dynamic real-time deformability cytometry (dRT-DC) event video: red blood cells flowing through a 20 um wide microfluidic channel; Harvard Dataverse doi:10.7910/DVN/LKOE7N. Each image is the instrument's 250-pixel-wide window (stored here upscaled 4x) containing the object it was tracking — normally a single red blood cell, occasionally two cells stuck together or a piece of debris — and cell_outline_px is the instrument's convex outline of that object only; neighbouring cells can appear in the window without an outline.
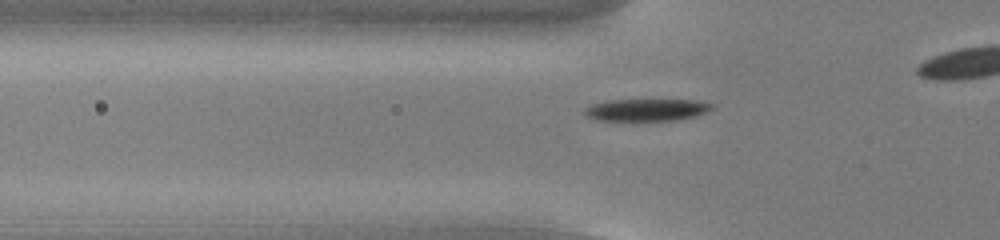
{"species": "common noctule bat (a hibernating species)", "species_latin": "Nyctalus noctula", "temperature_condition": "cold", "stored_images_in_passage": 36, "camera_frame_rate_fps": 3000, "um_per_image_px": 0.085, "animal": {"sex": "male", "body_mass_g": 13.0, "forearm_length_mm": 53.1}, "frame": {"image": 1, "passage_image": 10, "time_ms": 3.0, "image_size_px": [1000, 240], "cell_outline_px": [[716, 108], [708, 112], [696, 116], [676, 120], [636, 124], [632, 124], [592, 120], [584, 112], [584, 108], [592, 104], [608, 100], [696, 100], [716, 104]], "centroid_in_image_um": [54.95, 9.4], "position_along_channel_um": 70.9, "area_um2": 17.86}}
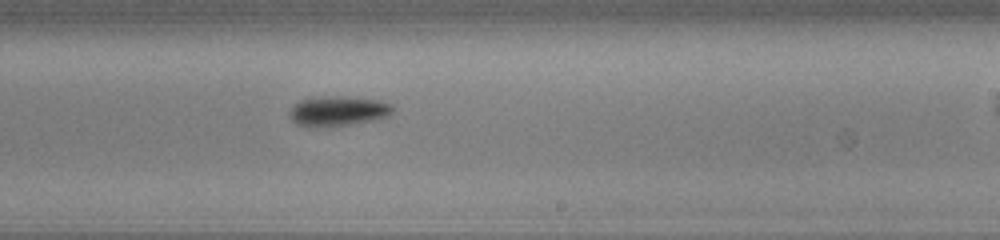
{"frame": {"image": 2, "passage_image": 25, "time_ms": 8.0, "image_size_px": [1000, 240], "cell_outline_px": [[392, 112], [388, 116], [372, 120], [348, 124], [296, 124], [288, 116], [288, 112], [300, 100], [328, 96], [344, 96], [380, 100], [392, 104]], "centroid_in_image_um": [28.77, 9.39], "position_along_channel_um": 260.2, "area_um2": 17.17}}
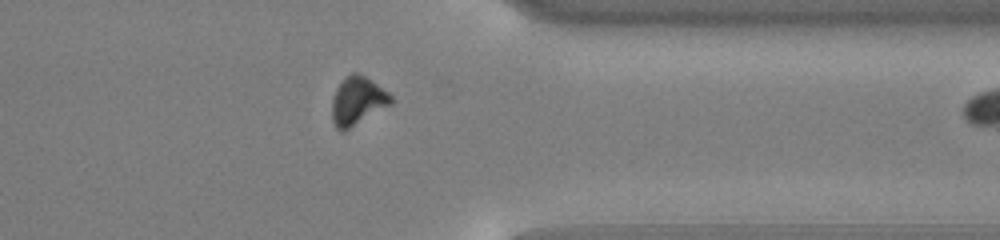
{"frame": {"image": 3, "passage_image": 35, "time_ms": 11.333, "image_size_px": [1000, 240], "cell_outline_px": [[392, 104], [344, 132], [340, 132], [336, 128], [332, 120], [332, 100], [336, 88], [344, 76], [352, 72], [356, 72], [372, 80], [388, 92], [392, 96]], "centroid_in_image_um": [30.38, 8.58], "position_along_channel_um": 381.0, "area_um2": 16.82}}